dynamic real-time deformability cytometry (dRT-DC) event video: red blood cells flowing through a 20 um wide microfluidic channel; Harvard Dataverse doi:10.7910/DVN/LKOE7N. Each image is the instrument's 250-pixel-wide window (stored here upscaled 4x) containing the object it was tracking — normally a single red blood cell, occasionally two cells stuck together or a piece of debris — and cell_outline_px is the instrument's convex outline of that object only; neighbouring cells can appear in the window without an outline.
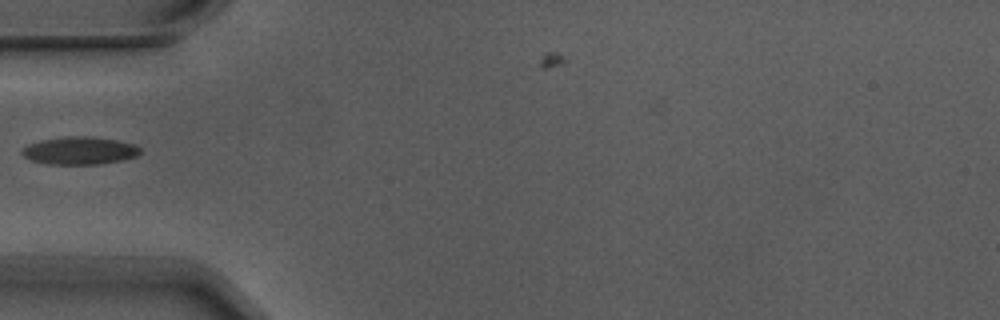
{"species": "Egyptian fruit bat (a non-hibernating species)", "species_latin": "Rousettus aegyptiacus", "temperature_condition": "warm", "stored_images_in_passage": 8, "camera_frame_rate_fps": 3000, "um_per_image_px": 0.085, "animal": {"sex": "male"}, "frame": {"image": 1, "passage_image": 6, "time_ms": 1.667, "image_size_px": [1000, 320], "cell_outline_px": [[140, 152], [136, 156], [120, 160], [100, 164], [44, 164], [32, 160], [24, 156], [20, 152], [28, 144], [40, 140], [68, 136], [92, 136], [116, 140], [136, 144], [140, 148]], "centroid_in_image_um": [6.76, 12.8], "position_along_channel_um": 78.2, "area_um2": 19.07}}